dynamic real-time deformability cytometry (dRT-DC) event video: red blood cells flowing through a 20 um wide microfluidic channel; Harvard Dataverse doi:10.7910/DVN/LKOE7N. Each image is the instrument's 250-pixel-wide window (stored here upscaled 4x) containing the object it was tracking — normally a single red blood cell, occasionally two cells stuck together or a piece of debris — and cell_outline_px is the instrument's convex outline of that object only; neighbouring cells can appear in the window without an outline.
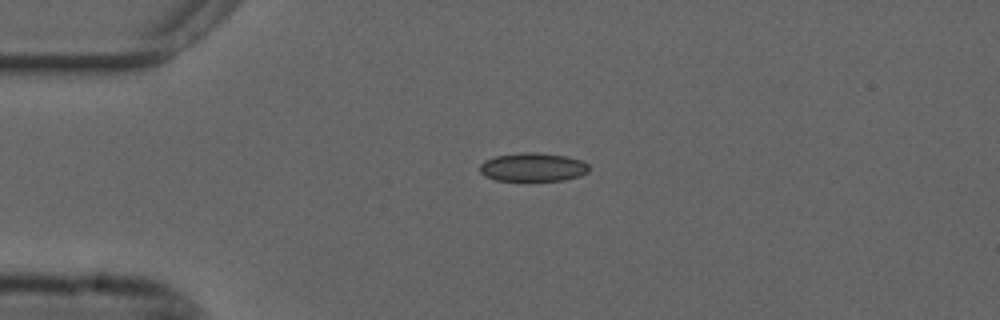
{"species": "common noctule bat (a hibernating species)", "species_latin": "Nyctalus noctula", "temperature_condition": "cold", "stored_images_in_passage": 35, "camera_frame_rate_fps": 3000, "um_per_image_px": 0.085, "animal": {"sex": "male", "forearm_length_mm": 52.5}, "frame": {"image": 1, "passage_image": 1, "time_ms": 0.0, "image_size_px": [1000, 320], "cell_outline_px": [[588, 172], [580, 176], [564, 180], [496, 180], [484, 176], [480, 172], [480, 164], [484, 160], [496, 156], [520, 152], [536, 152], [564, 156], [584, 160], [588, 164]], "centroid_in_image_um": [45.3, 14.2], "position_along_channel_um": 39.7, "area_um2": 18.21}}
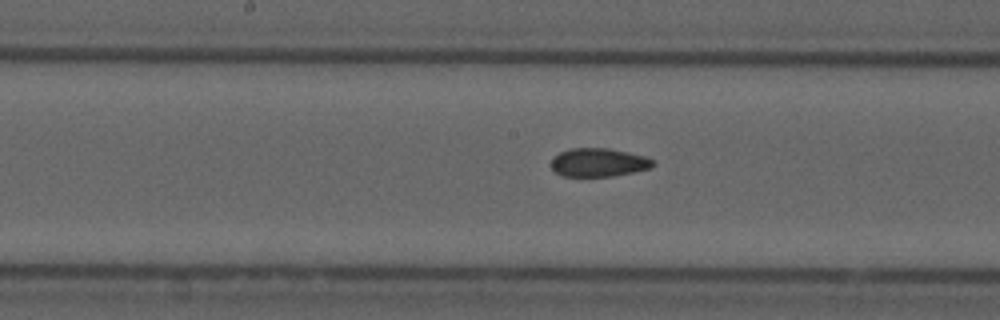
{"frame": {"image": 2, "passage_image": 16, "time_ms": 5.0, "image_size_px": [1000, 320], "cell_outline_px": [[656, 164], [648, 168], [632, 172], [612, 176], [560, 176], [552, 168], [552, 160], [560, 152], [572, 148], [608, 148], [628, 152], [644, 156], [656, 160]], "centroid_in_image_um": [50.9, 13.8], "position_along_channel_um": 197.3, "area_um2": 16.76}}
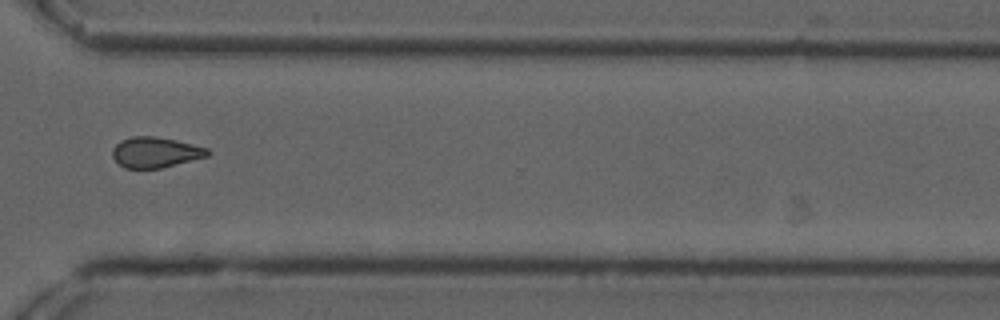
{"frame": {"image": 3, "passage_image": 29, "time_ms": 9.333, "image_size_px": [1000, 320], "cell_outline_px": [[212, 152], [208, 156], [160, 168], [124, 168], [112, 156], [112, 148], [120, 140], [132, 136], [156, 136], [176, 140], [208, 148]], "centroid_in_image_um": [13.21, 12.93], "position_along_channel_um": 357.4, "area_um2": 16.94}, "authors_computed_cell_mechanics": {"area_um2": 17.2244, "velocity_mm_per_s": 3.7031, "shape_relaxation_time_tau1_ms": null, "shape_relaxation_time_tau2_ms": 4.2379, "deformation_change_tau1": null, "deformation_change_tau2": 0.0903}}